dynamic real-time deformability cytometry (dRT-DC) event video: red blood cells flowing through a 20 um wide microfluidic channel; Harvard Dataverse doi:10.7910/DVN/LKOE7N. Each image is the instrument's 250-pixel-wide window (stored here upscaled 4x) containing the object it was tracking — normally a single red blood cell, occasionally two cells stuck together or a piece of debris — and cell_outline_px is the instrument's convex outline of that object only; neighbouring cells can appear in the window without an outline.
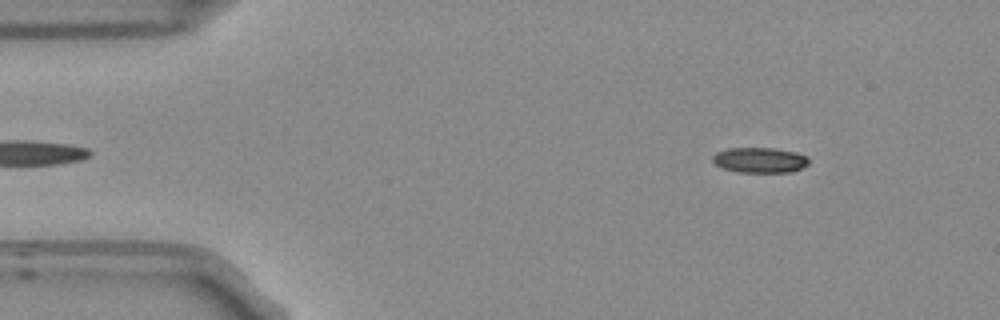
{"species": "Egyptian fruit bat (a non-hibernating species)", "species_latin": "Rousettus aegyptiacus", "temperature_condition": "room temperature", "stored_images_in_passage": 51, "camera_frame_rate_fps": 3000, "um_per_image_px": 0.085, "frame": {"image": 1, "passage_image": 4, "time_ms": 1.0, "image_size_px": [1000, 320], "cell_outline_px": [[808, 164], [792, 172], [736, 172], [724, 168], [716, 164], [712, 160], [712, 156], [716, 152], [728, 148], [772, 148], [796, 152], [808, 156]], "centroid_in_image_um": [64.58, 13.6], "position_along_channel_um": 20.4, "area_um2": 14.16}}
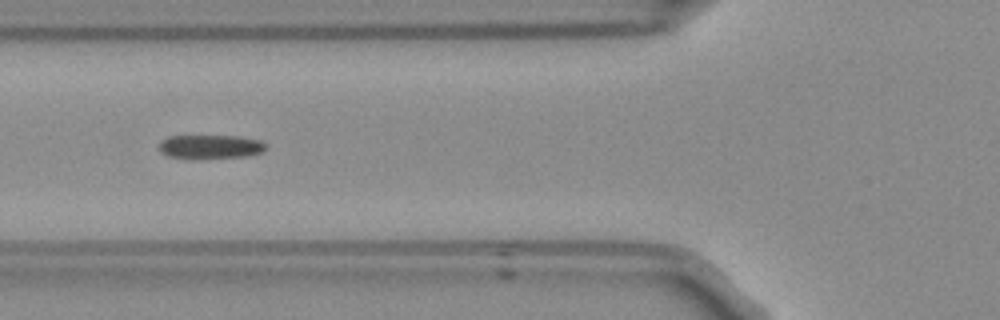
{"frame": {"image": 2, "passage_image": 17, "time_ms": 5.333, "image_size_px": [1000, 320], "cell_outline_px": [[268, 148], [264, 152], [248, 156], [168, 156], [160, 148], [160, 140], [168, 136], [240, 136], [260, 140], [268, 144]], "centroid_in_image_um": [18.01, 12.42], "position_along_channel_um": 107.8, "area_um2": 14.22}}
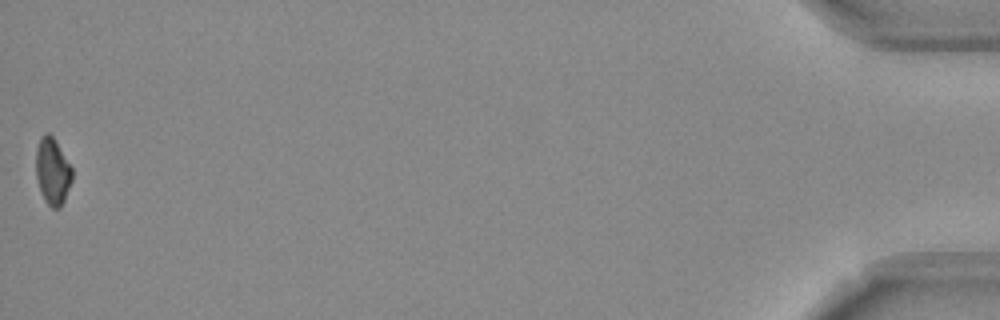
{"frame": {"image": 3, "passage_image": 51, "time_ms": 16.667, "image_size_px": [1000, 320], "cell_outline_px": [[72, 180], [64, 200], [60, 208], [52, 208], [44, 200], [36, 176], [36, 148], [40, 136], [44, 132], [48, 132], [52, 136], [72, 168]], "centroid_in_image_um": [4.45, 14.55], "position_along_channel_um": 430.7, "area_um2": 13.93}, "authors_computed_cell_mechanics": {"area_um2": 15.028, "velocity_mm_per_s": 3.7633, "shape_relaxation_time_tau1_ms": 3.2795, "shape_relaxation_time_tau2_ms": 5.1157, "deformation_change_tau1": 0.1275, "deformation_change_tau2": 0.1259}}